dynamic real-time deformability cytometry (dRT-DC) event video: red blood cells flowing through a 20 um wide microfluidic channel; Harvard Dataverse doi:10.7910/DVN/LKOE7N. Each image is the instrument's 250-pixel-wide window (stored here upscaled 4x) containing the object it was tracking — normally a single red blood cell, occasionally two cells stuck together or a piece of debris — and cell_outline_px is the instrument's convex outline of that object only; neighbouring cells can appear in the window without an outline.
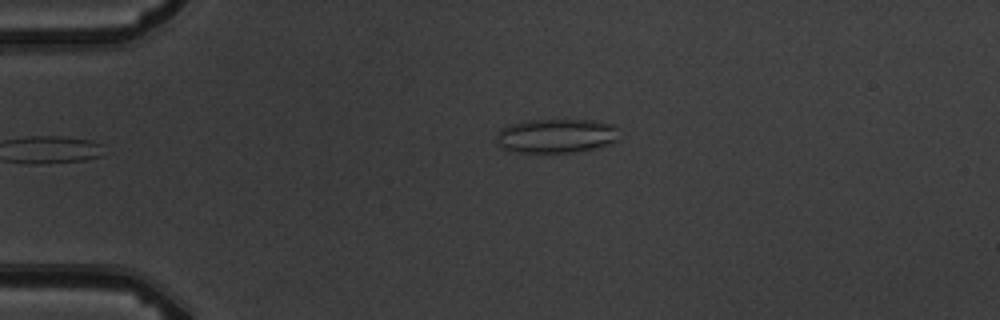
{"species": "common noctule bat (a hibernating species)", "species_latin": "Nyctalus noctula", "temperature_condition": "warm", "stored_images_in_passage": 3, "camera_frame_rate_fps": 3000, "um_per_image_px": 0.085, "animal": {"sex": "male", "body_mass_g": 19.5, "forearm_length_mm": 54.6}, "frame": {"image": 1, "passage_image": 3, "time_ms": 2.0, "image_size_px": [1000, 320], "cell_outline_px": [[616, 140], [592, 148], [572, 152], [516, 152], [504, 148], [500, 144], [496, 136], [500, 128], [512, 124], [528, 120], [592, 120], [612, 124], [616, 128]], "centroid_in_image_um": [47.23, 11.53], "position_along_channel_um": 37.8, "area_um2": 23.81}}